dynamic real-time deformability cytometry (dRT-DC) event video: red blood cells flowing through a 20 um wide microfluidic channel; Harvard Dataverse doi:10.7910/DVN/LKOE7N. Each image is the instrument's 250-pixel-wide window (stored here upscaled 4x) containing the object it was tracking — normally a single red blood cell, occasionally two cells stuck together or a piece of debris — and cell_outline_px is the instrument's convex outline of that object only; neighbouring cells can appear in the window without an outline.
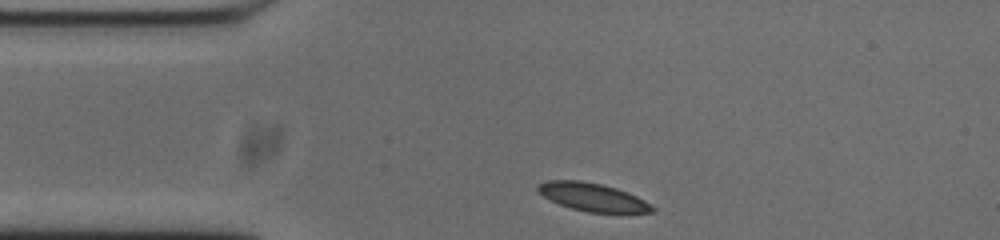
{"species": "common noctule bat (a hibernating species)", "species_latin": "Nyctalus noctula", "temperature_condition": "cold", "stored_images_in_passage": 35, "camera_frame_rate_fps": 3000, "um_per_image_px": 0.085, "animal": {"sex": "male", "body_mass_g": 20.0, "forearm_length_mm": 53.3}, "frame": {"image": 1, "passage_image": 1, "time_ms": 0.0, "image_size_px": [1000, 240], "cell_outline_px": [[656, 212], [588, 212], [572, 208], [560, 204], [544, 196], [536, 188], [536, 184], [548, 180], [580, 180], [600, 184], [616, 188], [636, 196], [644, 200], [656, 208]], "centroid_in_image_um": [50.37, 16.74], "position_along_channel_um": 34.6, "area_um2": 18.44}}
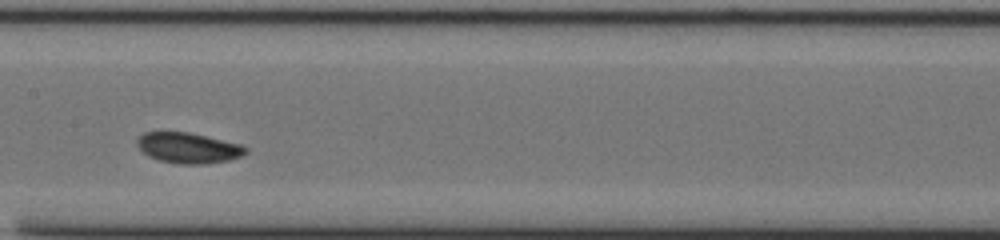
{"frame": {"image": 2, "passage_image": 16, "time_ms": 5.0, "image_size_px": [1000, 240], "cell_outline_px": [[248, 152], [240, 156], [228, 160], [204, 164], [180, 164], [160, 160], [148, 156], [136, 144], [136, 140], [144, 132], [188, 132], [240, 144], [248, 148]], "centroid_in_image_um": [16.0, 12.57], "position_along_channel_um": 191.4, "area_um2": 19.13}}
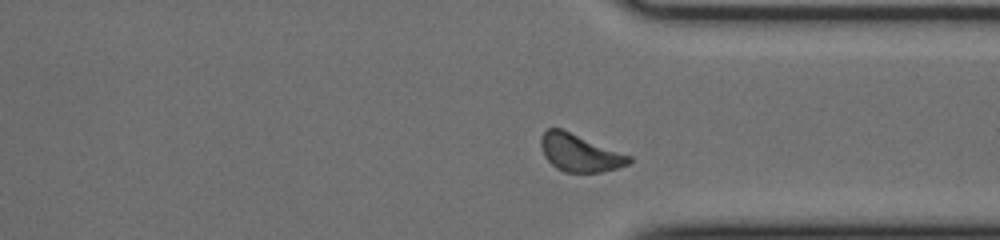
{"frame": {"image": 3, "passage_image": 30, "time_ms": 9.667, "image_size_px": [1000, 240], "cell_outline_px": [[632, 160], [628, 164], [616, 168], [600, 172], [564, 172], [556, 168], [544, 156], [540, 144], [540, 140], [544, 132], [548, 128], [560, 128], [632, 156]], "centroid_in_image_um": [49.27, 12.99], "position_along_channel_um": 362.1, "area_um2": 19.02}, "authors_computed_cell_mechanics": {"area_um2": 19.0162, "velocity_mm_per_s": 3.6845, "shape_relaxation_time_tau1_ms": 1.8042, "shape_relaxation_time_tau2_ms": null, "deformation_change_tau1": 0.0521, "deformation_change_tau2": null}}